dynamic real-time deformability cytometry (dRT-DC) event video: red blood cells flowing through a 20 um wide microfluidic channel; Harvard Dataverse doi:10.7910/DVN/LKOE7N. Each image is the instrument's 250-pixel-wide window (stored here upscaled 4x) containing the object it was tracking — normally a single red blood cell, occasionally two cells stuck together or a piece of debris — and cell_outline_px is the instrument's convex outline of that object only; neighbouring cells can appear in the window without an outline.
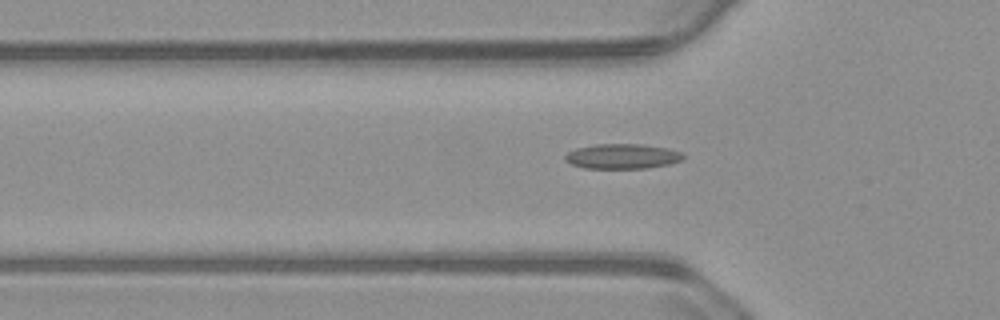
{"species": "common noctule bat (a hibernating species)", "species_latin": "Nyctalus noctula", "temperature_condition": "warm", "stored_images_in_passage": 39, "camera_frame_rate_fps": 3000, "um_per_image_px": 0.085, "animal": {"sex": "male", "body_mass_g": 23.1, "forearm_length_mm": 52.7}, "frame": {"image": 1, "passage_image": 2, "time_ms": 0.333, "image_size_px": [1000, 320], "cell_outline_px": [[684, 156], [680, 160], [668, 164], [648, 168], [584, 168], [572, 164], [564, 160], [564, 156], [568, 152], [576, 148], [596, 144], [644, 144], [668, 148], [684, 152]], "centroid_in_image_um": [52.9, 13.28], "position_along_channel_um": 72.9, "area_um2": 17.22}}
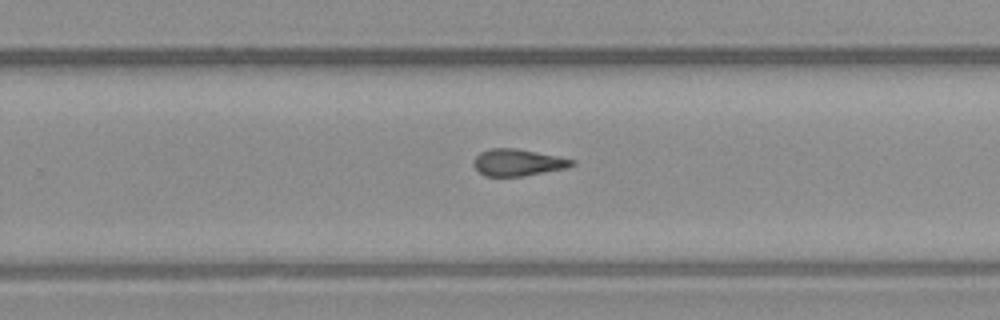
{"frame": {"image": 2, "passage_image": 19, "time_ms": 6.0, "image_size_px": [1000, 320], "cell_outline_px": [[576, 164], [568, 168], [524, 176], [484, 176], [472, 164], [472, 160], [480, 152], [492, 148], [516, 148], [560, 156], [576, 160]], "centroid_in_image_um": [44.05, 13.81], "position_along_channel_um": 285.7, "area_um2": 15.61}}
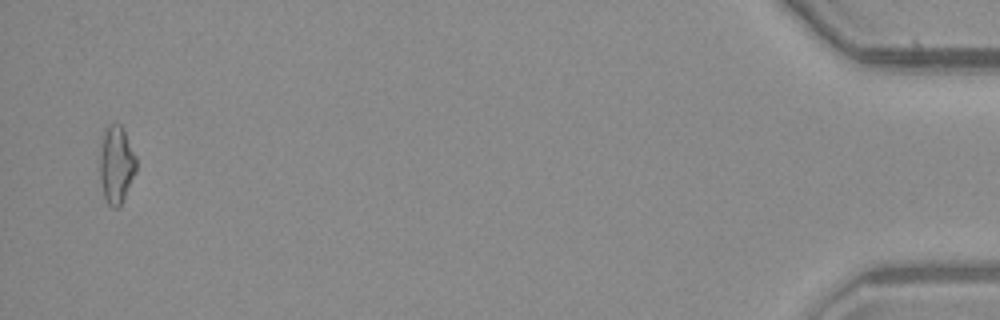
{"frame": {"image": 3, "passage_image": 38, "time_ms": 12.333, "image_size_px": [1000, 320], "cell_outline_px": [[136, 172], [120, 204], [116, 208], [112, 208], [108, 204], [104, 196], [100, 180], [100, 152], [104, 128], [108, 124], [120, 124], [124, 128], [136, 156]], "centroid_in_image_um": [9.88, 13.94], "position_along_channel_um": 425.3, "area_um2": 16.47}, "authors_computed_cell_mechanics": {"area_um2": 15.4904, "velocity_mm_per_s": 3.7391, "shape_relaxation_time_tau1_ms": null, "shape_relaxation_time_tau2_ms": 3.9858, "deformation_change_tau1": null, "deformation_change_tau2": 0.1361}}